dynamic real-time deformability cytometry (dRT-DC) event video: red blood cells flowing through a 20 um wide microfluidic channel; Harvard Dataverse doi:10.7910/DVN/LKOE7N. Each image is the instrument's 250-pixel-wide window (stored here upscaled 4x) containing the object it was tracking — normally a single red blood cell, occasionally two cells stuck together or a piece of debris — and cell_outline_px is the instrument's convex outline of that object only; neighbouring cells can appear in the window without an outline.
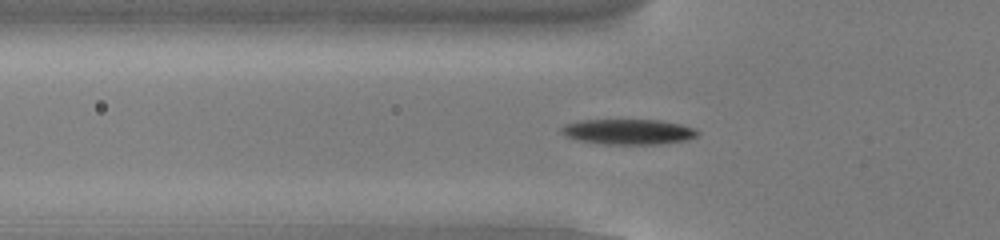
{"species": "common noctule bat (a hibernating species)", "species_latin": "Nyctalus noctula", "temperature_condition": "cold", "stored_images_in_passage": 52, "camera_frame_rate_fps": 3000, "um_per_image_px": 0.085, "animal": {"sex": "male", "body_mass_g": 13.0, "forearm_length_mm": 53.1}, "frame": {"image": 1, "passage_image": 17, "time_ms": 5.333, "image_size_px": [1000, 240], "cell_outline_px": [[700, 132], [696, 136], [688, 140], [660, 144], [604, 144], [580, 140], [564, 136], [560, 132], [560, 128], [564, 124], [580, 120], [660, 120], [680, 124], [696, 128]], "centroid_in_image_um": [53.41, 11.19], "position_along_channel_um": 72.4, "area_um2": 20.23}}
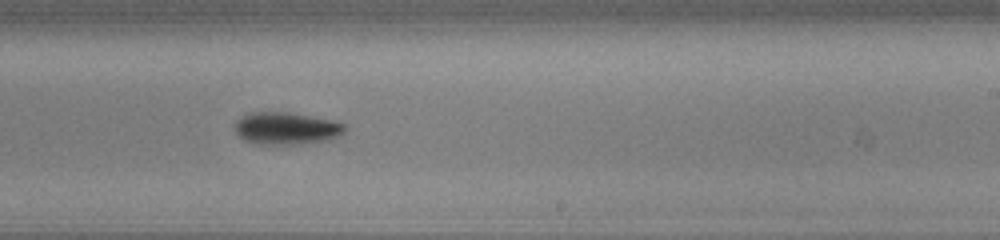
{"frame": {"image": 2, "passage_image": 32, "time_ms": 10.333, "image_size_px": [1000, 240], "cell_outline_px": [[348, 128], [340, 136], [328, 140], [296, 144], [256, 144], [244, 140], [236, 132], [236, 120], [240, 116], [252, 112], [288, 112], [328, 120], [344, 124]], "centroid_in_image_um": [24.32, 10.91], "position_along_channel_um": 264.7, "area_um2": 20.52}}
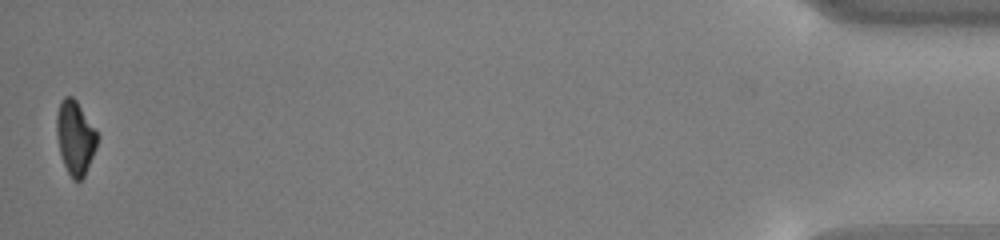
{"frame": {"image": 3, "passage_image": 52, "time_ms": 17.0, "image_size_px": [1000, 240], "cell_outline_px": [[96, 148], [84, 176], [80, 180], [72, 180], [64, 164], [60, 152], [56, 136], [56, 112], [60, 100], [64, 96], [72, 96], [76, 100], [96, 132]], "centroid_in_image_um": [6.35, 11.68], "position_along_channel_um": 428.9, "area_um2": 17.22}, "authors_computed_cell_mechanics": {"area_um2": 19.3052, "velocity_mm_per_s": 3.8505, "shape_relaxation_time_tau1_ms": 1.4601, "shape_relaxation_time_tau2_ms": null, "deformation_change_tau1": 0.1238, "deformation_change_tau2": null}}